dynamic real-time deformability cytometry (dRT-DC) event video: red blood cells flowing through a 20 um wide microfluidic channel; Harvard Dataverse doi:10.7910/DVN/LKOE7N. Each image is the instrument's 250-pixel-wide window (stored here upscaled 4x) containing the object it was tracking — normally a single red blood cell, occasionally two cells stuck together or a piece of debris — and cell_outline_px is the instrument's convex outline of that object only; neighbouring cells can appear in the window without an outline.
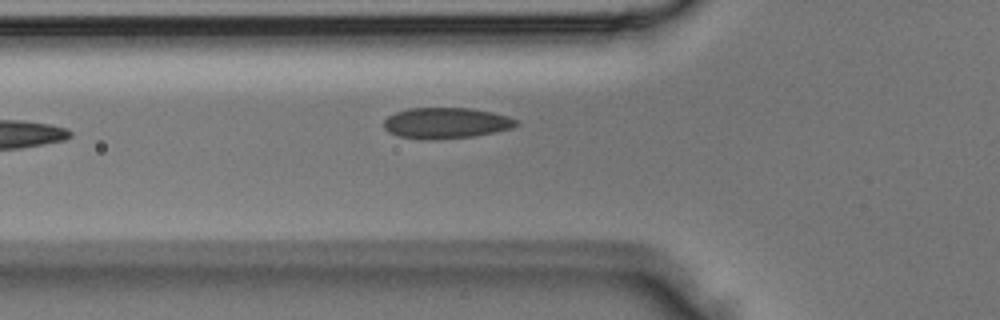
{"species": "Egyptian fruit bat (a non-hibernating species)", "species_latin": "Rousettus aegyptiacus", "temperature_condition": "room temperature", "stored_images_in_passage": 2, "camera_frame_rate_fps": 3000, "um_per_image_px": 0.085, "animal": {"sex": "male"}, "frame": {"image": 1, "passage_image": 2, "time_ms": 0.333, "image_size_px": [1000, 320], "cell_outline_px": [[520, 124], [512, 128], [472, 136], [432, 140], [400, 136], [388, 132], [384, 128], [384, 120], [388, 116], [396, 112], [408, 108], [472, 108], [492, 112], [508, 116], [516, 120]], "centroid_in_image_um": [37.91, 10.45], "position_along_channel_um": 87.9, "area_um2": 23.7}}